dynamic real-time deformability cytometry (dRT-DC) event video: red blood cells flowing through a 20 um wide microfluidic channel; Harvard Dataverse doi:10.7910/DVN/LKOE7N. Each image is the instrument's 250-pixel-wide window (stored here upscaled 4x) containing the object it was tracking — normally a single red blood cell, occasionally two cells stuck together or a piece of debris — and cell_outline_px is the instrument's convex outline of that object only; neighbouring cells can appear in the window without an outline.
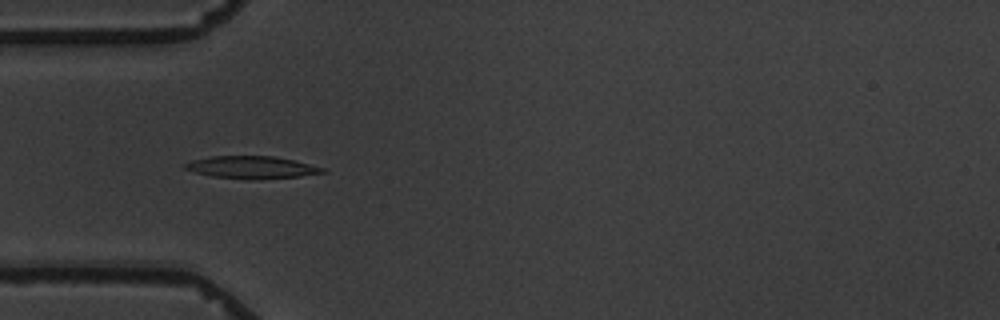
{"species": "common noctule bat (a hibernating species)", "species_latin": "Nyctalus noctula", "temperature_condition": "warm", "stored_images_in_passage": 4, "camera_frame_rate_fps": 3000, "um_per_image_px": 0.085, "animal": {"sex": "male", "body_mass_g": 19.5, "forearm_length_mm": 54.6}, "frame": {"image": 1, "passage_image": 3, "time_ms": 2.667, "image_size_px": [1000, 320], "cell_outline_px": [[328, 172], [300, 176], [252, 180], [248, 180], [212, 176], [196, 172], [184, 168], [184, 164], [192, 160], [212, 156], [272, 156], [292, 160], [324, 168]], "centroid_in_image_um": [21.39, 14.23], "position_along_channel_um": 63.6, "area_um2": 17.8}}
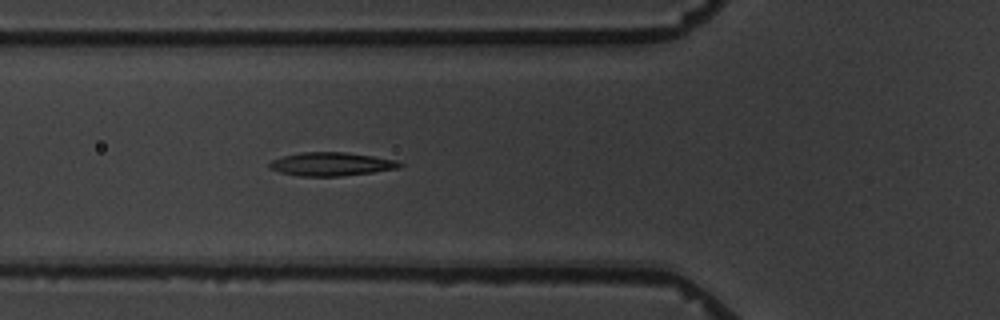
{"frame": {"image": 2, "passage_image": 4, "time_ms": 3.667, "image_size_px": [1000, 320], "cell_outline_px": [[404, 164], [400, 168], [372, 172], [340, 176], [300, 176], [280, 172], [272, 168], [268, 164], [272, 160], [284, 156], [300, 152], [344, 152], [372, 156], [396, 160]], "centroid_in_image_um": [28.18, 13.94], "position_along_channel_um": 97.6, "area_um2": 17.63}}